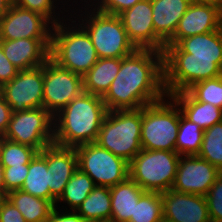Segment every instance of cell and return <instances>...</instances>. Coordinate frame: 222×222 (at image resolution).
Returning <instances> with one entry per match:
<instances>
[{
    "mask_svg": "<svg viewBox=\"0 0 222 222\" xmlns=\"http://www.w3.org/2000/svg\"><path fill=\"white\" fill-rule=\"evenodd\" d=\"M62 207H63L62 209H64L65 211L62 209H59L60 210L59 211L58 208L55 207L49 219L46 222H90L88 220H85L76 211H69L68 208L63 205Z\"/></svg>",
    "mask_w": 222,
    "mask_h": 222,
    "instance_id": "74e56055",
    "label": "cell"
},
{
    "mask_svg": "<svg viewBox=\"0 0 222 222\" xmlns=\"http://www.w3.org/2000/svg\"><path fill=\"white\" fill-rule=\"evenodd\" d=\"M6 199L21 212L26 222H46L55 208L51 201L21 189L7 193Z\"/></svg>",
    "mask_w": 222,
    "mask_h": 222,
    "instance_id": "cb8c5ba5",
    "label": "cell"
},
{
    "mask_svg": "<svg viewBox=\"0 0 222 222\" xmlns=\"http://www.w3.org/2000/svg\"><path fill=\"white\" fill-rule=\"evenodd\" d=\"M111 219L110 222H129L134 217L135 204L145 191L130 177L124 182L110 187Z\"/></svg>",
    "mask_w": 222,
    "mask_h": 222,
    "instance_id": "7402d4cb",
    "label": "cell"
},
{
    "mask_svg": "<svg viewBox=\"0 0 222 222\" xmlns=\"http://www.w3.org/2000/svg\"><path fill=\"white\" fill-rule=\"evenodd\" d=\"M4 138L40 152L54 143L53 116L43 107L12 112Z\"/></svg>",
    "mask_w": 222,
    "mask_h": 222,
    "instance_id": "30bf717a",
    "label": "cell"
},
{
    "mask_svg": "<svg viewBox=\"0 0 222 222\" xmlns=\"http://www.w3.org/2000/svg\"><path fill=\"white\" fill-rule=\"evenodd\" d=\"M47 162L48 186L50 194L58 200L65 186L78 169L75 148L51 144L38 152Z\"/></svg>",
    "mask_w": 222,
    "mask_h": 222,
    "instance_id": "ac0fdd59",
    "label": "cell"
},
{
    "mask_svg": "<svg viewBox=\"0 0 222 222\" xmlns=\"http://www.w3.org/2000/svg\"><path fill=\"white\" fill-rule=\"evenodd\" d=\"M1 92H2V86L0 85V96H1Z\"/></svg>",
    "mask_w": 222,
    "mask_h": 222,
    "instance_id": "bcb514c9",
    "label": "cell"
},
{
    "mask_svg": "<svg viewBox=\"0 0 222 222\" xmlns=\"http://www.w3.org/2000/svg\"><path fill=\"white\" fill-rule=\"evenodd\" d=\"M12 4V0H0V20L6 14Z\"/></svg>",
    "mask_w": 222,
    "mask_h": 222,
    "instance_id": "60d3db41",
    "label": "cell"
},
{
    "mask_svg": "<svg viewBox=\"0 0 222 222\" xmlns=\"http://www.w3.org/2000/svg\"><path fill=\"white\" fill-rule=\"evenodd\" d=\"M121 58H99L83 75V91L103 97L117 76Z\"/></svg>",
    "mask_w": 222,
    "mask_h": 222,
    "instance_id": "603a6c76",
    "label": "cell"
},
{
    "mask_svg": "<svg viewBox=\"0 0 222 222\" xmlns=\"http://www.w3.org/2000/svg\"><path fill=\"white\" fill-rule=\"evenodd\" d=\"M221 27L222 9L219 6L191 2L173 37L165 45H176L183 38L216 31Z\"/></svg>",
    "mask_w": 222,
    "mask_h": 222,
    "instance_id": "e0dca14e",
    "label": "cell"
},
{
    "mask_svg": "<svg viewBox=\"0 0 222 222\" xmlns=\"http://www.w3.org/2000/svg\"><path fill=\"white\" fill-rule=\"evenodd\" d=\"M187 92L199 102L210 103L222 109V75L198 82Z\"/></svg>",
    "mask_w": 222,
    "mask_h": 222,
    "instance_id": "d6a6232c",
    "label": "cell"
},
{
    "mask_svg": "<svg viewBox=\"0 0 222 222\" xmlns=\"http://www.w3.org/2000/svg\"><path fill=\"white\" fill-rule=\"evenodd\" d=\"M190 0H151L155 35L166 44L174 35Z\"/></svg>",
    "mask_w": 222,
    "mask_h": 222,
    "instance_id": "ffe728a7",
    "label": "cell"
},
{
    "mask_svg": "<svg viewBox=\"0 0 222 222\" xmlns=\"http://www.w3.org/2000/svg\"><path fill=\"white\" fill-rule=\"evenodd\" d=\"M21 190L56 204L57 200L50 194L48 186L47 162L39 153L29 163L28 174Z\"/></svg>",
    "mask_w": 222,
    "mask_h": 222,
    "instance_id": "484cf974",
    "label": "cell"
},
{
    "mask_svg": "<svg viewBox=\"0 0 222 222\" xmlns=\"http://www.w3.org/2000/svg\"><path fill=\"white\" fill-rule=\"evenodd\" d=\"M52 28L43 15L11 4L0 20V40L51 39Z\"/></svg>",
    "mask_w": 222,
    "mask_h": 222,
    "instance_id": "4fadbf2b",
    "label": "cell"
},
{
    "mask_svg": "<svg viewBox=\"0 0 222 222\" xmlns=\"http://www.w3.org/2000/svg\"><path fill=\"white\" fill-rule=\"evenodd\" d=\"M37 153L31 146L0 137V162L4 167L29 164Z\"/></svg>",
    "mask_w": 222,
    "mask_h": 222,
    "instance_id": "1f68e13d",
    "label": "cell"
},
{
    "mask_svg": "<svg viewBox=\"0 0 222 222\" xmlns=\"http://www.w3.org/2000/svg\"><path fill=\"white\" fill-rule=\"evenodd\" d=\"M211 222H222V173L205 196Z\"/></svg>",
    "mask_w": 222,
    "mask_h": 222,
    "instance_id": "836d02e7",
    "label": "cell"
},
{
    "mask_svg": "<svg viewBox=\"0 0 222 222\" xmlns=\"http://www.w3.org/2000/svg\"><path fill=\"white\" fill-rule=\"evenodd\" d=\"M12 110L10 105L0 96V137H4L11 119Z\"/></svg>",
    "mask_w": 222,
    "mask_h": 222,
    "instance_id": "ab89813d",
    "label": "cell"
},
{
    "mask_svg": "<svg viewBox=\"0 0 222 222\" xmlns=\"http://www.w3.org/2000/svg\"><path fill=\"white\" fill-rule=\"evenodd\" d=\"M77 6H79V9L74 8L73 5L71 6L70 10L72 11L69 16L76 15L73 18L89 34L99 58H123L137 49L129 40L118 15L103 13L89 7L85 8L84 5L82 6V9L84 8L83 12L80 9V4H77ZM73 10L75 12L78 10L76 12L78 15Z\"/></svg>",
    "mask_w": 222,
    "mask_h": 222,
    "instance_id": "5b68a950",
    "label": "cell"
},
{
    "mask_svg": "<svg viewBox=\"0 0 222 222\" xmlns=\"http://www.w3.org/2000/svg\"><path fill=\"white\" fill-rule=\"evenodd\" d=\"M203 132L196 123L186 119L180 111V123L175 151L180 156L198 155L203 140Z\"/></svg>",
    "mask_w": 222,
    "mask_h": 222,
    "instance_id": "83f0119b",
    "label": "cell"
},
{
    "mask_svg": "<svg viewBox=\"0 0 222 222\" xmlns=\"http://www.w3.org/2000/svg\"><path fill=\"white\" fill-rule=\"evenodd\" d=\"M106 113L102 97L83 91L53 116L54 144L75 148L95 142Z\"/></svg>",
    "mask_w": 222,
    "mask_h": 222,
    "instance_id": "3957f363",
    "label": "cell"
},
{
    "mask_svg": "<svg viewBox=\"0 0 222 222\" xmlns=\"http://www.w3.org/2000/svg\"><path fill=\"white\" fill-rule=\"evenodd\" d=\"M163 52L136 49L121 58V66L102 97L107 111L140 109L166 97Z\"/></svg>",
    "mask_w": 222,
    "mask_h": 222,
    "instance_id": "7a4b0ae2",
    "label": "cell"
},
{
    "mask_svg": "<svg viewBox=\"0 0 222 222\" xmlns=\"http://www.w3.org/2000/svg\"><path fill=\"white\" fill-rule=\"evenodd\" d=\"M4 55L19 70L42 66L50 58L51 39L0 40Z\"/></svg>",
    "mask_w": 222,
    "mask_h": 222,
    "instance_id": "d6986e66",
    "label": "cell"
},
{
    "mask_svg": "<svg viewBox=\"0 0 222 222\" xmlns=\"http://www.w3.org/2000/svg\"><path fill=\"white\" fill-rule=\"evenodd\" d=\"M3 175H4V166L0 162V193L7 195Z\"/></svg>",
    "mask_w": 222,
    "mask_h": 222,
    "instance_id": "b9f144b4",
    "label": "cell"
},
{
    "mask_svg": "<svg viewBox=\"0 0 222 222\" xmlns=\"http://www.w3.org/2000/svg\"><path fill=\"white\" fill-rule=\"evenodd\" d=\"M67 2L68 1H66V0H64V1L63 0H61V1L60 0H12V4H14L18 7H21L23 9L31 10V11H34V12H37V13L43 15L53 25H56L57 23H59L62 20H65L66 18H64V17H66V16L69 17L68 15L70 14L69 12H70V7L72 4L68 5ZM59 4H60V7H59ZM65 5L69 6V7H66ZM60 8L63 9L64 12H66V13L68 12V14L64 15L63 14L64 12ZM68 8H69V10H68ZM57 10H60V11H57ZM60 12L63 16H61Z\"/></svg>",
    "mask_w": 222,
    "mask_h": 222,
    "instance_id": "f546056e",
    "label": "cell"
},
{
    "mask_svg": "<svg viewBox=\"0 0 222 222\" xmlns=\"http://www.w3.org/2000/svg\"><path fill=\"white\" fill-rule=\"evenodd\" d=\"M29 164L4 167V183L6 192L20 190L28 174Z\"/></svg>",
    "mask_w": 222,
    "mask_h": 222,
    "instance_id": "d590c367",
    "label": "cell"
},
{
    "mask_svg": "<svg viewBox=\"0 0 222 222\" xmlns=\"http://www.w3.org/2000/svg\"><path fill=\"white\" fill-rule=\"evenodd\" d=\"M163 69L167 96L222 75V27L165 45Z\"/></svg>",
    "mask_w": 222,
    "mask_h": 222,
    "instance_id": "6da1fadb",
    "label": "cell"
},
{
    "mask_svg": "<svg viewBox=\"0 0 222 222\" xmlns=\"http://www.w3.org/2000/svg\"><path fill=\"white\" fill-rule=\"evenodd\" d=\"M83 92V76L58 66L50 58L44 63L43 108L52 116Z\"/></svg>",
    "mask_w": 222,
    "mask_h": 222,
    "instance_id": "8fae6325",
    "label": "cell"
},
{
    "mask_svg": "<svg viewBox=\"0 0 222 222\" xmlns=\"http://www.w3.org/2000/svg\"><path fill=\"white\" fill-rule=\"evenodd\" d=\"M221 172L197 155L180 156L172 190L206 196Z\"/></svg>",
    "mask_w": 222,
    "mask_h": 222,
    "instance_id": "5bb4252c",
    "label": "cell"
},
{
    "mask_svg": "<svg viewBox=\"0 0 222 222\" xmlns=\"http://www.w3.org/2000/svg\"><path fill=\"white\" fill-rule=\"evenodd\" d=\"M179 123L180 109L169 96L161 101L143 106L142 149L175 151Z\"/></svg>",
    "mask_w": 222,
    "mask_h": 222,
    "instance_id": "52a82bcc",
    "label": "cell"
},
{
    "mask_svg": "<svg viewBox=\"0 0 222 222\" xmlns=\"http://www.w3.org/2000/svg\"><path fill=\"white\" fill-rule=\"evenodd\" d=\"M5 200H6V195L0 193V210Z\"/></svg>",
    "mask_w": 222,
    "mask_h": 222,
    "instance_id": "ee69618b",
    "label": "cell"
},
{
    "mask_svg": "<svg viewBox=\"0 0 222 222\" xmlns=\"http://www.w3.org/2000/svg\"><path fill=\"white\" fill-rule=\"evenodd\" d=\"M179 158L176 151L142 149L129 163V177L145 192H166L174 184Z\"/></svg>",
    "mask_w": 222,
    "mask_h": 222,
    "instance_id": "ba28073f",
    "label": "cell"
},
{
    "mask_svg": "<svg viewBox=\"0 0 222 222\" xmlns=\"http://www.w3.org/2000/svg\"><path fill=\"white\" fill-rule=\"evenodd\" d=\"M68 18L53 25L50 59L58 66L83 76L99 57L86 30L72 16Z\"/></svg>",
    "mask_w": 222,
    "mask_h": 222,
    "instance_id": "277c9868",
    "label": "cell"
},
{
    "mask_svg": "<svg viewBox=\"0 0 222 222\" xmlns=\"http://www.w3.org/2000/svg\"><path fill=\"white\" fill-rule=\"evenodd\" d=\"M129 222H164L161 193L145 192L135 204L134 217Z\"/></svg>",
    "mask_w": 222,
    "mask_h": 222,
    "instance_id": "4dcf8cb0",
    "label": "cell"
},
{
    "mask_svg": "<svg viewBox=\"0 0 222 222\" xmlns=\"http://www.w3.org/2000/svg\"><path fill=\"white\" fill-rule=\"evenodd\" d=\"M179 107L181 114L202 130L222 122V109L210 103L196 101L187 91L169 96Z\"/></svg>",
    "mask_w": 222,
    "mask_h": 222,
    "instance_id": "44dd1931",
    "label": "cell"
},
{
    "mask_svg": "<svg viewBox=\"0 0 222 222\" xmlns=\"http://www.w3.org/2000/svg\"><path fill=\"white\" fill-rule=\"evenodd\" d=\"M190 1L193 3L216 5L222 9V0H190Z\"/></svg>",
    "mask_w": 222,
    "mask_h": 222,
    "instance_id": "7bdbcfd3",
    "label": "cell"
},
{
    "mask_svg": "<svg viewBox=\"0 0 222 222\" xmlns=\"http://www.w3.org/2000/svg\"><path fill=\"white\" fill-rule=\"evenodd\" d=\"M161 197L164 222H211L205 196L170 189Z\"/></svg>",
    "mask_w": 222,
    "mask_h": 222,
    "instance_id": "2e32d148",
    "label": "cell"
},
{
    "mask_svg": "<svg viewBox=\"0 0 222 222\" xmlns=\"http://www.w3.org/2000/svg\"><path fill=\"white\" fill-rule=\"evenodd\" d=\"M95 186L92 178L78 168L66 184L63 194L56 201L55 207L60 209V204L63 202V205L67 203L68 208H70L69 211H76Z\"/></svg>",
    "mask_w": 222,
    "mask_h": 222,
    "instance_id": "4316f807",
    "label": "cell"
},
{
    "mask_svg": "<svg viewBox=\"0 0 222 222\" xmlns=\"http://www.w3.org/2000/svg\"><path fill=\"white\" fill-rule=\"evenodd\" d=\"M0 222H26L21 212L7 199L0 210Z\"/></svg>",
    "mask_w": 222,
    "mask_h": 222,
    "instance_id": "f35d334b",
    "label": "cell"
},
{
    "mask_svg": "<svg viewBox=\"0 0 222 222\" xmlns=\"http://www.w3.org/2000/svg\"><path fill=\"white\" fill-rule=\"evenodd\" d=\"M90 3H89V2ZM141 0H85V7L111 15H119ZM88 3V4H87Z\"/></svg>",
    "mask_w": 222,
    "mask_h": 222,
    "instance_id": "e575fe53",
    "label": "cell"
},
{
    "mask_svg": "<svg viewBox=\"0 0 222 222\" xmlns=\"http://www.w3.org/2000/svg\"><path fill=\"white\" fill-rule=\"evenodd\" d=\"M76 212L90 222H110L111 192L110 187L95 186Z\"/></svg>",
    "mask_w": 222,
    "mask_h": 222,
    "instance_id": "d4e9b609",
    "label": "cell"
},
{
    "mask_svg": "<svg viewBox=\"0 0 222 222\" xmlns=\"http://www.w3.org/2000/svg\"><path fill=\"white\" fill-rule=\"evenodd\" d=\"M118 16L129 40L137 49L164 51L165 44L155 35L151 0H141Z\"/></svg>",
    "mask_w": 222,
    "mask_h": 222,
    "instance_id": "9a60e30c",
    "label": "cell"
},
{
    "mask_svg": "<svg viewBox=\"0 0 222 222\" xmlns=\"http://www.w3.org/2000/svg\"><path fill=\"white\" fill-rule=\"evenodd\" d=\"M197 156L207 160L222 173V122L204 130L201 149Z\"/></svg>",
    "mask_w": 222,
    "mask_h": 222,
    "instance_id": "f1b7e54d",
    "label": "cell"
},
{
    "mask_svg": "<svg viewBox=\"0 0 222 222\" xmlns=\"http://www.w3.org/2000/svg\"><path fill=\"white\" fill-rule=\"evenodd\" d=\"M68 1V3H69V1H71V0H67ZM81 2H80V4L84 1V3H85V0H80Z\"/></svg>",
    "mask_w": 222,
    "mask_h": 222,
    "instance_id": "f6af8a7d",
    "label": "cell"
},
{
    "mask_svg": "<svg viewBox=\"0 0 222 222\" xmlns=\"http://www.w3.org/2000/svg\"><path fill=\"white\" fill-rule=\"evenodd\" d=\"M78 168L97 186L113 187L129 177V163L92 142L75 147Z\"/></svg>",
    "mask_w": 222,
    "mask_h": 222,
    "instance_id": "9c48e42d",
    "label": "cell"
},
{
    "mask_svg": "<svg viewBox=\"0 0 222 222\" xmlns=\"http://www.w3.org/2000/svg\"><path fill=\"white\" fill-rule=\"evenodd\" d=\"M44 64L18 74L2 86L1 95L12 112L43 107Z\"/></svg>",
    "mask_w": 222,
    "mask_h": 222,
    "instance_id": "7c38bea8",
    "label": "cell"
},
{
    "mask_svg": "<svg viewBox=\"0 0 222 222\" xmlns=\"http://www.w3.org/2000/svg\"><path fill=\"white\" fill-rule=\"evenodd\" d=\"M141 124L142 108L107 111L95 143L130 163L142 150Z\"/></svg>",
    "mask_w": 222,
    "mask_h": 222,
    "instance_id": "8992f818",
    "label": "cell"
},
{
    "mask_svg": "<svg viewBox=\"0 0 222 222\" xmlns=\"http://www.w3.org/2000/svg\"><path fill=\"white\" fill-rule=\"evenodd\" d=\"M18 71L19 69L4 55L0 46V85L3 86L9 83L18 74Z\"/></svg>",
    "mask_w": 222,
    "mask_h": 222,
    "instance_id": "8d00e7d4",
    "label": "cell"
}]
</instances>
